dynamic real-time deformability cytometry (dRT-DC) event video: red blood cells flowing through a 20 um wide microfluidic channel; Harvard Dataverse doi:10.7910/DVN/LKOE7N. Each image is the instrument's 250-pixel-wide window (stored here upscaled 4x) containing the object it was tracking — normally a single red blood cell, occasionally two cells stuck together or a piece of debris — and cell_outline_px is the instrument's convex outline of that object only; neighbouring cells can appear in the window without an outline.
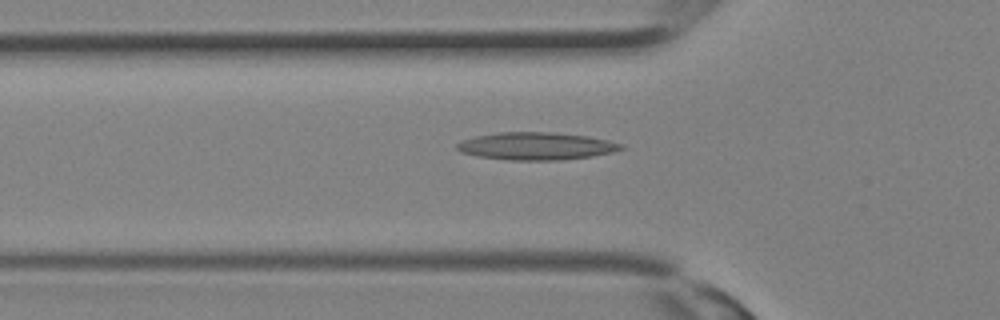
{"species": "Egyptian fruit bat (a non-hibernating species)", "species_latin": "Rousettus aegyptiacus", "temperature_condition": "room temperature", "stored_images_in_passage": 23, "camera_frame_rate_fps": 3000, "um_per_image_px": 0.085, "animal": {"sex": "female"}, "frame": {"image": 1, "passage_image": 3, "time_ms": 0.667, "image_size_px": [1000, 320], "cell_outline_px": [[624, 148], [612, 152], [592, 156], [560, 160], [508, 160], [476, 156], [460, 152], [456, 148], [456, 144], [460, 140], [476, 136], [500, 132], [552, 132], [588, 136], [608, 140], [624, 144]], "centroid_in_image_um": [45.55, 12.42], "position_along_channel_um": 80.2, "area_um2": 26.47}}
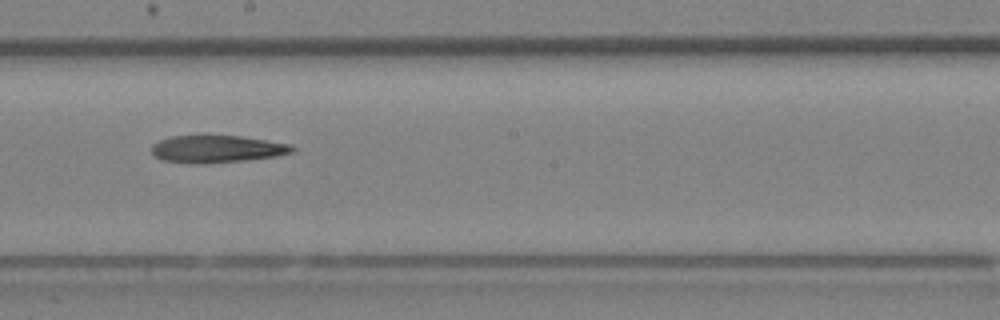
{"frame": {"image": 2, "passage_image": 10, "time_ms": 3.0, "image_size_px": [1000, 320], "cell_outline_px": [[296, 148], [292, 152], [276, 156], [248, 160], [204, 164], [188, 164], [160, 160], [152, 152], [152, 144], [168, 136], [204, 132], [240, 136], [292, 144]], "centroid_in_image_um": [18.38, 12.62], "position_along_channel_um": 229.8, "area_um2": 23.64}}
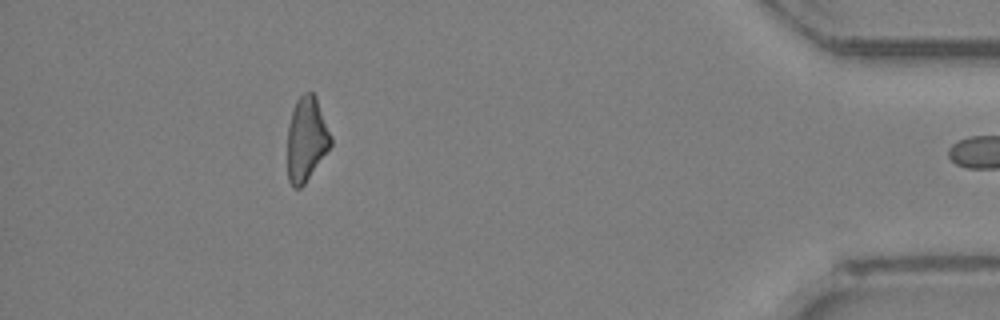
{"frame": {"image": 3, "passage_image": 21, "time_ms": 6.667, "image_size_px": [1000, 320], "cell_outline_px": [[332, 144], [304, 184], [300, 188], [292, 188], [288, 180], [288, 124], [296, 100], [304, 92], [312, 92], [316, 96], [332, 136]], "centroid_in_image_um": [26.05, 11.81], "position_along_channel_um": 409.2, "area_um2": 21.27}}